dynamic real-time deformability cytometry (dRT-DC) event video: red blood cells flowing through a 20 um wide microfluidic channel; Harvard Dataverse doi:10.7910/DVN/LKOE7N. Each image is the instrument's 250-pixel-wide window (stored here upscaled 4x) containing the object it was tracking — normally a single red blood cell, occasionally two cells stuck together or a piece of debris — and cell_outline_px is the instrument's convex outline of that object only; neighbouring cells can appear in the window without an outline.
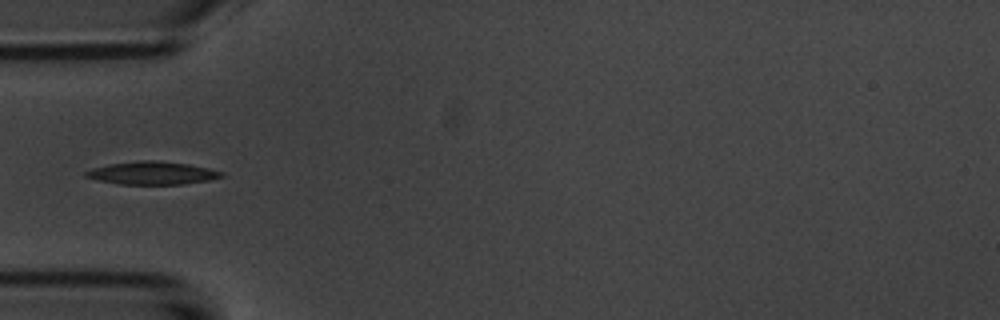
{"species": "common noctule bat (a hibernating species)", "species_latin": "Nyctalus noctula", "temperature_condition": "room temperature", "stored_images_in_passage": 2, "camera_frame_rate_fps": 3000, "um_per_image_px": 0.085, "animal": {"sex": "male", "body_mass_g": 20.1, "forearm_length_mm": 53.5}, "frame": {"image": 1, "passage_image": 2, "time_ms": 2.0, "image_size_px": [1000, 320], "cell_outline_px": [[224, 176], [208, 180], [184, 184], [120, 184], [96, 180], [84, 176], [84, 172], [92, 168], [108, 164], [140, 160], [152, 160], [188, 164], [208, 168], [224, 172]], "centroid_in_image_um": [12.91, 14.71], "position_along_channel_um": 72.1, "area_um2": 18.09}}